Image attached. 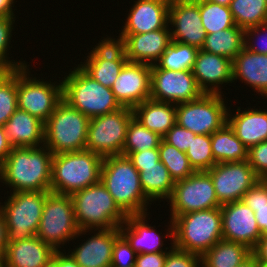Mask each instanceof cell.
<instances>
[{"label":"cell","mask_w":267,"mask_h":267,"mask_svg":"<svg viewBox=\"0 0 267 267\" xmlns=\"http://www.w3.org/2000/svg\"><path fill=\"white\" fill-rule=\"evenodd\" d=\"M17 109V70L0 85V126H3Z\"/></svg>","instance_id":"cell-40"},{"label":"cell","mask_w":267,"mask_h":267,"mask_svg":"<svg viewBox=\"0 0 267 267\" xmlns=\"http://www.w3.org/2000/svg\"><path fill=\"white\" fill-rule=\"evenodd\" d=\"M202 94L192 71H172L151 65L150 99L178 104L195 100Z\"/></svg>","instance_id":"cell-14"},{"label":"cell","mask_w":267,"mask_h":267,"mask_svg":"<svg viewBox=\"0 0 267 267\" xmlns=\"http://www.w3.org/2000/svg\"><path fill=\"white\" fill-rule=\"evenodd\" d=\"M151 65L127 62L111 90L122 107L134 108L150 99Z\"/></svg>","instance_id":"cell-19"},{"label":"cell","mask_w":267,"mask_h":267,"mask_svg":"<svg viewBox=\"0 0 267 267\" xmlns=\"http://www.w3.org/2000/svg\"><path fill=\"white\" fill-rule=\"evenodd\" d=\"M62 80V99L88 118L118 111L122 106L111 88L90 77L78 64Z\"/></svg>","instance_id":"cell-6"},{"label":"cell","mask_w":267,"mask_h":267,"mask_svg":"<svg viewBox=\"0 0 267 267\" xmlns=\"http://www.w3.org/2000/svg\"><path fill=\"white\" fill-rule=\"evenodd\" d=\"M133 117L132 108L122 107L118 111L90 118L86 150L102 157L122 155L127 127Z\"/></svg>","instance_id":"cell-11"},{"label":"cell","mask_w":267,"mask_h":267,"mask_svg":"<svg viewBox=\"0 0 267 267\" xmlns=\"http://www.w3.org/2000/svg\"><path fill=\"white\" fill-rule=\"evenodd\" d=\"M56 250L37 236L8 243L4 258L6 267H45Z\"/></svg>","instance_id":"cell-25"},{"label":"cell","mask_w":267,"mask_h":267,"mask_svg":"<svg viewBox=\"0 0 267 267\" xmlns=\"http://www.w3.org/2000/svg\"><path fill=\"white\" fill-rule=\"evenodd\" d=\"M86 232H89L88 229L79 230L76 224L70 195L47 191L36 236L58 251L61 244L85 235Z\"/></svg>","instance_id":"cell-8"},{"label":"cell","mask_w":267,"mask_h":267,"mask_svg":"<svg viewBox=\"0 0 267 267\" xmlns=\"http://www.w3.org/2000/svg\"><path fill=\"white\" fill-rule=\"evenodd\" d=\"M140 184L144 195L153 202L170 198L175 182L165 165L159 161L154 166L141 167Z\"/></svg>","instance_id":"cell-32"},{"label":"cell","mask_w":267,"mask_h":267,"mask_svg":"<svg viewBox=\"0 0 267 267\" xmlns=\"http://www.w3.org/2000/svg\"><path fill=\"white\" fill-rule=\"evenodd\" d=\"M211 148L216 163L247 160L248 148L228 123L211 134Z\"/></svg>","instance_id":"cell-30"},{"label":"cell","mask_w":267,"mask_h":267,"mask_svg":"<svg viewBox=\"0 0 267 267\" xmlns=\"http://www.w3.org/2000/svg\"><path fill=\"white\" fill-rule=\"evenodd\" d=\"M79 230L117 228L127 214L118 206L102 182L90 185L70 195Z\"/></svg>","instance_id":"cell-4"},{"label":"cell","mask_w":267,"mask_h":267,"mask_svg":"<svg viewBox=\"0 0 267 267\" xmlns=\"http://www.w3.org/2000/svg\"><path fill=\"white\" fill-rule=\"evenodd\" d=\"M251 254L244 244L221 239L201 257V267H238Z\"/></svg>","instance_id":"cell-31"},{"label":"cell","mask_w":267,"mask_h":267,"mask_svg":"<svg viewBox=\"0 0 267 267\" xmlns=\"http://www.w3.org/2000/svg\"><path fill=\"white\" fill-rule=\"evenodd\" d=\"M169 6L177 3H197L200 0H166Z\"/></svg>","instance_id":"cell-58"},{"label":"cell","mask_w":267,"mask_h":267,"mask_svg":"<svg viewBox=\"0 0 267 267\" xmlns=\"http://www.w3.org/2000/svg\"><path fill=\"white\" fill-rule=\"evenodd\" d=\"M134 118L162 138L176 124V104L147 99L133 108Z\"/></svg>","instance_id":"cell-29"},{"label":"cell","mask_w":267,"mask_h":267,"mask_svg":"<svg viewBox=\"0 0 267 267\" xmlns=\"http://www.w3.org/2000/svg\"><path fill=\"white\" fill-rule=\"evenodd\" d=\"M207 172L221 205L242 200L245 192L260 179L247 160L216 163Z\"/></svg>","instance_id":"cell-15"},{"label":"cell","mask_w":267,"mask_h":267,"mask_svg":"<svg viewBox=\"0 0 267 267\" xmlns=\"http://www.w3.org/2000/svg\"><path fill=\"white\" fill-rule=\"evenodd\" d=\"M255 213L257 225L262 237L267 236V207L251 208Z\"/></svg>","instance_id":"cell-52"},{"label":"cell","mask_w":267,"mask_h":267,"mask_svg":"<svg viewBox=\"0 0 267 267\" xmlns=\"http://www.w3.org/2000/svg\"><path fill=\"white\" fill-rule=\"evenodd\" d=\"M53 153L45 146L13 147L0 164V181L13 192L50 191Z\"/></svg>","instance_id":"cell-1"},{"label":"cell","mask_w":267,"mask_h":267,"mask_svg":"<svg viewBox=\"0 0 267 267\" xmlns=\"http://www.w3.org/2000/svg\"><path fill=\"white\" fill-rule=\"evenodd\" d=\"M185 154L195 171H207L216 164L211 148V135L196 134Z\"/></svg>","instance_id":"cell-39"},{"label":"cell","mask_w":267,"mask_h":267,"mask_svg":"<svg viewBox=\"0 0 267 267\" xmlns=\"http://www.w3.org/2000/svg\"><path fill=\"white\" fill-rule=\"evenodd\" d=\"M222 94L203 93L199 98L176 104V123L194 134L211 135L227 123L228 107Z\"/></svg>","instance_id":"cell-10"},{"label":"cell","mask_w":267,"mask_h":267,"mask_svg":"<svg viewBox=\"0 0 267 267\" xmlns=\"http://www.w3.org/2000/svg\"><path fill=\"white\" fill-rule=\"evenodd\" d=\"M198 51L196 47L172 41L155 65L172 71H192Z\"/></svg>","instance_id":"cell-35"},{"label":"cell","mask_w":267,"mask_h":267,"mask_svg":"<svg viewBox=\"0 0 267 267\" xmlns=\"http://www.w3.org/2000/svg\"><path fill=\"white\" fill-rule=\"evenodd\" d=\"M220 5L229 6L232 0H209Z\"/></svg>","instance_id":"cell-59"},{"label":"cell","mask_w":267,"mask_h":267,"mask_svg":"<svg viewBox=\"0 0 267 267\" xmlns=\"http://www.w3.org/2000/svg\"><path fill=\"white\" fill-rule=\"evenodd\" d=\"M14 1L15 0H0V17H14Z\"/></svg>","instance_id":"cell-55"},{"label":"cell","mask_w":267,"mask_h":267,"mask_svg":"<svg viewBox=\"0 0 267 267\" xmlns=\"http://www.w3.org/2000/svg\"><path fill=\"white\" fill-rule=\"evenodd\" d=\"M161 140V136L147 129L133 117L127 127L122 155L126 156L130 152L159 148Z\"/></svg>","instance_id":"cell-37"},{"label":"cell","mask_w":267,"mask_h":267,"mask_svg":"<svg viewBox=\"0 0 267 267\" xmlns=\"http://www.w3.org/2000/svg\"><path fill=\"white\" fill-rule=\"evenodd\" d=\"M148 215L147 213L128 215L126 221L119 226L121 234L137 254L168 252L167 249L169 248L162 249L164 245L162 237H170L173 241V221H170V228L167 229V231H170L167 232L166 236H161V233L155 231V226L152 227L146 223Z\"/></svg>","instance_id":"cell-23"},{"label":"cell","mask_w":267,"mask_h":267,"mask_svg":"<svg viewBox=\"0 0 267 267\" xmlns=\"http://www.w3.org/2000/svg\"><path fill=\"white\" fill-rule=\"evenodd\" d=\"M229 8L235 25L243 30L267 22L266 0H232Z\"/></svg>","instance_id":"cell-34"},{"label":"cell","mask_w":267,"mask_h":267,"mask_svg":"<svg viewBox=\"0 0 267 267\" xmlns=\"http://www.w3.org/2000/svg\"><path fill=\"white\" fill-rule=\"evenodd\" d=\"M10 195L0 205L8 229V243L36 236L47 191L11 192Z\"/></svg>","instance_id":"cell-9"},{"label":"cell","mask_w":267,"mask_h":267,"mask_svg":"<svg viewBox=\"0 0 267 267\" xmlns=\"http://www.w3.org/2000/svg\"><path fill=\"white\" fill-rule=\"evenodd\" d=\"M8 247V229L3 211L0 209V250L5 253Z\"/></svg>","instance_id":"cell-54"},{"label":"cell","mask_w":267,"mask_h":267,"mask_svg":"<svg viewBox=\"0 0 267 267\" xmlns=\"http://www.w3.org/2000/svg\"><path fill=\"white\" fill-rule=\"evenodd\" d=\"M12 148L13 146L7 139L4 127L0 126V164L6 159Z\"/></svg>","instance_id":"cell-53"},{"label":"cell","mask_w":267,"mask_h":267,"mask_svg":"<svg viewBox=\"0 0 267 267\" xmlns=\"http://www.w3.org/2000/svg\"><path fill=\"white\" fill-rule=\"evenodd\" d=\"M0 267H6L4 252L2 250H0Z\"/></svg>","instance_id":"cell-60"},{"label":"cell","mask_w":267,"mask_h":267,"mask_svg":"<svg viewBox=\"0 0 267 267\" xmlns=\"http://www.w3.org/2000/svg\"><path fill=\"white\" fill-rule=\"evenodd\" d=\"M168 200L171 206L170 220L178 215L221 207L207 171H196L193 175L175 182Z\"/></svg>","instance_id":"cell-13"},{"label":"cell","mask_w":267,"mask_h":267,"mask_svg":"<svg viewBox=\"0 0 267 267\" xmlns=\"http://www.w3.org/2000/svg\"><path fill=\"white\" fill-rule=\"evenodd\" d=\"M3 127L13 147L44 145V122L25 110L17 108Z\"/></svg>","instance_id":"cell-26"},{"label":"cell","mask_w":267,"mask_h":267,"mask_svg":"<svg viewBox=\"0 0 267 267\" xmlns=\"http://www.w3.org/2000/svg\"><path fill=\"white\" fill-rule=\"evenodd\" d=\"M192 73L203 93L222 94L219 85L233 82L232 60L199 49Z\"/></svg>","instance_id":"cell-21"},{"label":"cell","mask_w":267,"mask_h":267,"mask_svg":"<svg viewBox=\"0 0 267 267\" xmlns=\"http://www.w3.org/2000/svg\"><path fill=\"white\" fill-rule=\"evenodd\" d=\"M247 162L260 179H267V140L248 148Z\"/></svg>","instance_id":"cell-43"},{"label":"cell","mask_w":267,"mask_h":267,"mask_svg":"<svg viewBox=\"0 0 267 267\" xmlns=\"http://www.w3.org/2000/svg\"><path fill=\"white\" fill-rule=\"evenodd\" d=\"M259 35H260V37L263 38V40H262V38L259 37ZM255 37H257V40H254V39H256ZM257 41L259 43H256ZM258 44L261 46H259ZM244 47L246 49H248L249 51L254 52V53L267 54V22L264 24H261L259 26L251 27V28H248L245 30Z\"/></svg>","instance_id":"cell-45"},{"label":"cell","mask_w":267,"mask_h":267,"mask_svg":"<svg viewBox=\"0 0 267 267\" xmlns=\"http://www.w3.org/2000/svg\"><path fill=\"white\" fill-rule=\"evenodd\" d=\"M126 156L132 162L134 167L139 171V173L141 172V167L154 166L155 163L160 161L158 148L138 152H130Z\"/></svg>","instance_id":"cell-48"},{"label":"cell","mask_w":267,"mask_h":267,"mask_svg":"<svg viewBox=\"0 0 267 267\" xmlns=\"http://www.w3.org/2000/svg\"><path fill=\"white\" fill-rule=\"evenodd\" d=\"M250 208L267 207V179H259L242 197Z\"/></svg>","instance_id":"cell-47"},{"label":"cell","mask_w":267,"mask_h":267,"mask_svg":"<svg viewBox=\"0 0 267 267\" xmlns=\"http://www.w3.org/2000/svg\"><path fill=\"white\" fill-rule=\"evenodd\" d=\"M238 107L235 114L227 112V123L234 130L241 142L250 148L267 140V111L251 109L241 111Z\"/></svg>","instance_id":"cell-28"},{"label":"cell","mask_w":267,"mask_h":267,"mask_svg":"<svg viewBox=\"0 0 267 267\" xmlns=\"http://www.w3.org/2000/svg\"><path fill=\"white\" fill-rule=\"evenodd\" d=\"M232 78L242 80L257 94L267 98V54H258L245 47L232 60Z\"/></svg>","instance_id":"cell-27"},{"label":"cell","mask_w":267,"mask_h":267,"mask_svg":"<svg viewBox=\"0 0 267 267\" xmlns=\"http://www.w3.org/2000/svg\"><path fill=\"white\" fill-rule=\"evenodd\" d=\"M45 267H58L57 264L52 260L48 265Z\"/></svg>","instance_id":"cell-61"},{"label":"cell","mask_w":267,"mask_h":267,"mask_svg":"<svg viewBox=\"0 0 267 267\" xmlns=\"http://www.w3.org/2000/svg\"><path fill=\"white\" fill-rule=\"evenodd\" d=\"M120 34H143L168 25L169 4L166 0L134 1Z\"/></svg>","instance_id":"cell-22"},{"label":"cell","mask_w":267,"mask_h":267,"mask_svg":"<svg viewBox=\"0 0 267 267\" xmlns=\"http://www.w3.org/2000/svg\"><path fill=\"white\" fill-rule=\"evenodd\" d=\"M171 28L169 24L164 29L143 34H120L115 40L124 50L128 62L154 65L166 51L170 43Z\"/></svg>","instance_id":"cell-18"},{"label":"cell","mask_w":267,"mask_h":267,"mask_svg":"<svg viewBox=\"0 0 267 267\" xmlns=\"http://www.w3.org/2000/svg\"><path fill=\"white\" fill-rule=\"evenodd\" d=\"M167 252L137 254L134 267H164Z\"/></svg>","instance_id":"cell-49"},{"label":"cell","mask_w":267,"mask_h":267,"mask_svg":"<svg viewBox=\"0 0 267 267\" xmlns=\"http://www.w3.org/2000/svg\"><path fill=\"white\" fill-rule=\"evenodd\" d=\"M245 30L234 26L213 34H207L201 50L233 60L244 48Z\"/></svg>","instance_id":"cell-33"},{"label":"cell","mask_w":267,"mask_h":267,"mask_svg":"<svg viewBox=\"0 0 267 267\" xmlns=\"http://www.w3.org/2000/svg\"><path fill=\"white\" fill-rule=\"evenodd\" d=\"M173 246L202 257L223 239L221 208L190 212L173 220Z\"/></svg>","instance_id":"cell-5"},{"label":"cell","mask_w":267,"mask_h":267,"mask_svg":"<svg viewBox=\"0 0 267 267\" xmlns=\"http://www.w3.org/2000/svg\"><path fill=\"white\" fill-rule=\"evenodd\" d=\"M201 22L207 34H213L235 26L229 6L220 5L209 0H200Z\"/></svg>","instance_id":"cell-36"},{"label":"cell","mask_w":267,"mask_h":267,"mask_svg":"<svg viewBox=\"0 0 267 267\" xmlns=\"http://www.w3.org/2000/svg\"><path fill=\"white\" fill-rule=\"evenodd\" d=\"M86 62L79 66L101 85L111 88L128 62L123 48L110 37L99 41L86 56Z\"/></svg>","instance_id":"cell-16"},{"label":"cell","mask_w":267,"mask_h":267,"mask_svg":"<svg viewBox=\"0 0 267 267\" xmlns=\"http://www.w3.org/2000/svg\"><path fill=\"white\" fill-rule=\"evenodd\" d=\"M103 160L86 149L53 155L50 191L71 195L100 182Z\"/></svg>","instance_id":"cell-3"},{"label":"cell","mask_w":267,"mask_h":267,"mask_svg":"<svg viewBox=\"0 0 267 267\" xmlns=\"http://www.w3.org/2000/svg\"><path fill=\"white\" fill-rule=\"evenodd\" d=\"M171 245L166 255L164 267H201L199 255L177 249L172 242Z\"/></svg>","instance_id":"cell-44"},{"label":"cell","mask_w":267,"mask_h":267,"mask_svg":"<svg viewBox=\"0 0 267 267\" xmlns=\"http://www.w3.org/2000/svg\"><path fill=\"white\" fill-rule=\"evenodd\" d=\"M65 253V254H64ZM58 250L54 253L53 261L57 264L58 267H79L76 261L68 252Z\"/></svg>","instance_id":"cell-51"},{"label":"cell","mask_w":267,"mask_h":267,"mask_svg":"<svg viewBox=\"0 0 267 267\" xmlns=\"http://www.w3.org/2000/svg\"><path fill=\"white\" fill-rule=\"evenodd\" d=\"M28 68L29 65L17 69V108L45 123L62 100V82L49 83L30 77Z\"/></svg>","instance_id":"cell-12"},{"label":"cell","mask_w":267,"mask_h":267,"mask_svg":"<svg viewBox=\"0 0 267 267\" xmlns=\"http://www.w3.org/2000/svg\"><path fill=\"white\" fill-rule=\"evenodd\" d=\"M223 239L253 250L262 235L254 211L242 200L221 205Z\"/></svg>","instance_id":"cell-17"},{"label":"cell","mask_w":267,"mask_h":267,"mask_svg":"<svg viewBox=\"0 0 267 267\" xmlns=\"http://www.w3.org/2000/svg\"><path fill=\"white\" fill-rule=\"evenodd\" d=\"M100 181L127 215L145 214L149 202L140 184V173L127 156L104 157Z\"/></svg>","instance_id":"cell-2"},{"label":"cell","mask_w":267,"mask_h":267,"mask_svg":"<svg viewBox=\"0 0 267 267\" xmlns=\"http://www.w3.org/2000/svg\"><path fill=\"white\" fill-rule=\"evenodd\" d=\"M90 118L63 99L44 123V145L53 153L86 149Z\"/></svg>","instance_id":"cell-7"},{"label":"cell","mask_w":267,"mask_h":267,"mask_svg":"<svg viewBox=\"0 0 267 267\" xmlns=\"http://www.w3.org/2000/svg\"><path fill=\"white\" fill-rule=\"evenodd\" d=\"M238 267H261L256 257L251 254L246 260H244Z\"/></svg>","instance_id":"cell-57"},{"label":"cell","mask_w":267,"mask_h":267,"mask_svg":"<svg viewBox=\"0 0 267 267\" xmlns=\"http://www.w3.org/2000/svg\"><path fill=\"white\" fill-rule=\"evenodd\" d=\"M84 243L77 245L70 255L79 267H111L115 239L120 228L97 229Z\"/></svg>","instance_id":"cell-24"},{"label":"cell","mask_w":267,"mask_h":267,"mask_svg":"<svg viewBox=\"0 0 267 267\" xmlns=\"http://www.w3.org/2000/svg\"><path fill=\"white\" fill-rule=\"evenodd\" d=\"M136 256L130 243L120 234L114 242L111 267H134Z\"/></svg>","instance_id":"cell-42"},{"label":"cell","mask_w":267,"mask_h":267,"mask_svg":"<svg viewBox=\"0 0 267 267\" xmlns=\"http://www.w3.org/2000/svg\"><path fill=\"white\" fill-rule=\"evenodd\" d=\"M196 134L190 130L185 129L179 124H175L162 138L166 143L175 146L179 151L186 152L192 143V137Z\"/></svg>","instance_id":"cell-46"},{"label":"cell","mask_w":267,"mask_h":267,"mask_svg":"<svg viewBox=\"0 0 267 267\" xmlns=\"http://www.w3.org/2000/svg\"><path fill=\"white\" fill-rule=\"evenodd\" d=\"M158 149L160 161L168 169L174 182L183 180L196 172L190 165L186 154L179 151L175 146L166 143L162 139Z\"/></svg>","instance_id":"cell-38"},{"label":"cell","mask_w":267,"mask_h":267,"mask_svg":"<svg viewBox=\"0 0 267 267\" xmlns=\"http://www.w3.org/2000/svg\"><path fill=\"white\" fill-rule=\"evenodd\" d=\"M168 23L173 27L172 41L201 49L207 33L201 22L199 5L197 3H177L169 6Z\"/></svg>","instance_id":"cell-20"},{"label":"cell","mask_w":267,"mask_h":267,"mask_svg":"<svg viewBox=\"0 0 267 267\" xmlns=\"http://www.w3.org/2000/svg\"><path fill=\"white\" fill-rule=\"evenodd\" d=\"M252 254L256 257L261 267H267V236L261 237L252 250Z\"/></svg>","instance_id":"cell-50"},{"label":"cell","mask_w":267,"mask_h":267,"mask_svg":"<svg viewBox=\"0 0 267 267\" xmlns=\"http://www.w3.org/2000/svg\"><path fill=\"white\" fill-rule=\"evenodd\" d=\"M16 17H0V63L7 64L11 66L14 70L23 68L27 66V63H23L19 60L16 62L15 60H10L8 49H10L9 44L12 36V29L15 23ZM9 59V60H8ZM15 61V62H14Z\"/></svg>","instance_id":"cell-41"},{"label":"cell","mask_w":267,"mask_h":267,"mask_svg":"<svg viewBox=\"0 0 267 267\" xmlns=\"http://www.w3.org/2000/svg\"><path fill=\"white\" fill-rule=\"evenodd\" d=\"M14 71L15 70L11 66L0 63V85L5 82Z\"/></svg>","instance_id":"cell-56"}]
</instances>
